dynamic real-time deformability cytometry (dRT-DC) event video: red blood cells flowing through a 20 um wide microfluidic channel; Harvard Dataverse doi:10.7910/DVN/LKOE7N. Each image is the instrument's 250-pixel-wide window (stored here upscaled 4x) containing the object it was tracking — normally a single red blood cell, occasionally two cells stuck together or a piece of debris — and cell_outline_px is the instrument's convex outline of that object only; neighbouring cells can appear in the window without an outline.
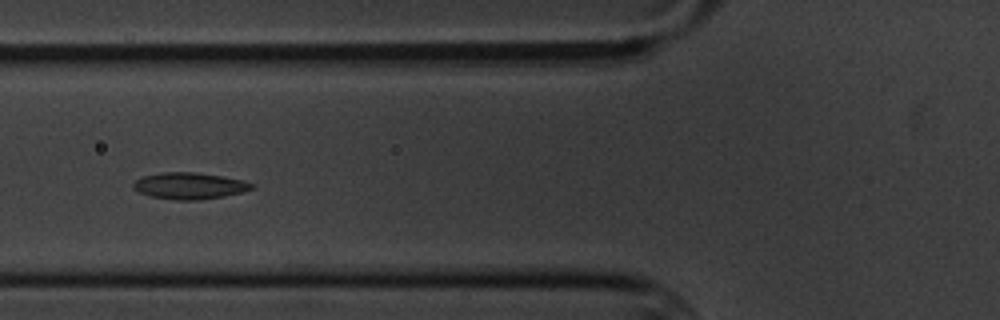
{"species": "common noctule bat (a hibernating species)", "species_latin": "Nyctalus noctula", "temperature_condition": "cold", "stored_images_in_passage": 9, "camera_frame_rate_fps": 3000, "um_per_image_px": 0.085, "animal": {"sex": "male", "body_mass_g": 20.1, "forearm_length_mm": 53.5}, "frame": {"image": 1, "passage_image": 6, "time_ms": 5.667, "image_size_px": [1000, 320], "cell_outline_px": [[256, 184], [252, 188], [240, 192], [224, 196], [196, 200], [176, 200], [148, 196], [132, 188], [132, 184], [136, 180], [144, 176], [160, 172], [196, 172], [224, 176], [244, 180]], "centroid_in_image_um": [16.1, 15.78], "position_along_channel_um": 109.7, "area_um2": 18.38}}
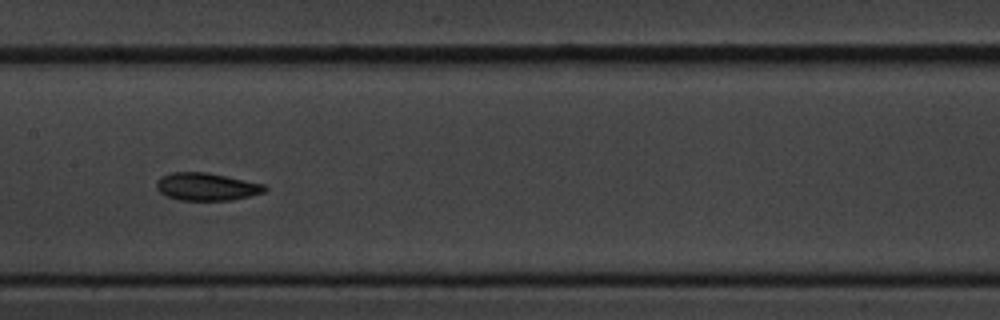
{"frame": {"image": 2, "passage_image": 8, "time_ms": 8.0, "image_size_px": [1000, 320], "cell_outline_px": [[268, 188], [264, 192], [232, 200], [180, 200], [168, 196], [160, 192], [156, 188], [156, 184], [160, 176], [172, 172], [208, 172], [264, 184]], "centroid_in_image_um": [17.55, 15.86], "position_along_channel_um": 189.9, "area_um2": 17.4}}
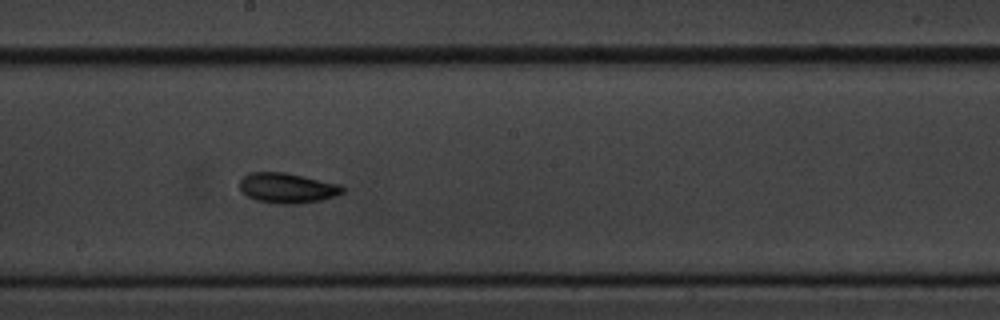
{"frame": {"image": 3, "passage_image": 9, "time_ms": 9.0, "image_size_px": [1000, 320], "cell_outline_px": [[344, 192], [336, 196], [324, 200], [296, 204], [280, 204], [256, 200], [248, 196], [240, 188], [240, 180], [248, 172], [284, 172], [304, 176], [340, 184], [344, 188]], "centroid_in_image_um": [24.45, 15.98], "position_along_channel_um": 223.7, "area_um2": 18.15}}